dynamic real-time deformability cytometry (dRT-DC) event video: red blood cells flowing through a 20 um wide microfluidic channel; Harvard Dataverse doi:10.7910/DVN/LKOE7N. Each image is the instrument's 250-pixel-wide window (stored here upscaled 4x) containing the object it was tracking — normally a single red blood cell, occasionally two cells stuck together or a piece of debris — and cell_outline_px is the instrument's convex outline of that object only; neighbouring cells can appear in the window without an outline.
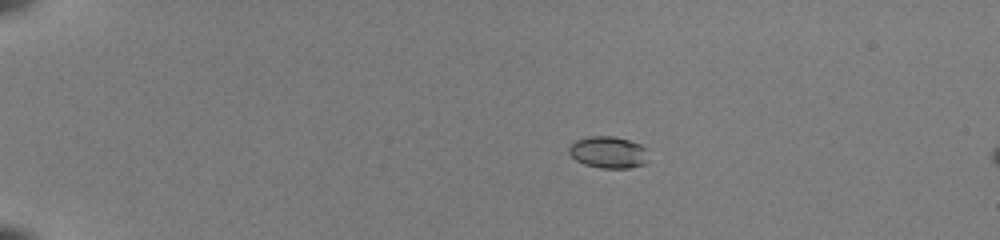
{"species": "common noctule bat (a hibernating species)", "species_latin": "Nyctalus noctula", "temperature_condition": "room temperature", "stored_images_in_passage": 18, "camera_frame_rate_fps": 3000, "um_per_image_px": 0.085, "animal": {"sex": "female", "body_mass_g": 22.0, "forearm_length_mm": 56.7}, "frame": {"image": 1, "passage_image": 13, "time_ms": 4.0, "image_size_px": [1000, 240], "cell_outline_px": [[648, 148], [644, 164], [628, 168], [600, 168], [584, 164], [576, 160], [568, 152], [568, 148], [576, 140], [588, 136], [612, 136], [628, 140], [640, 144]], "centroid_in_image_um": [51.7, 12.94], "position_along_channel_um": 33.3, "area_um2": 14.68}}